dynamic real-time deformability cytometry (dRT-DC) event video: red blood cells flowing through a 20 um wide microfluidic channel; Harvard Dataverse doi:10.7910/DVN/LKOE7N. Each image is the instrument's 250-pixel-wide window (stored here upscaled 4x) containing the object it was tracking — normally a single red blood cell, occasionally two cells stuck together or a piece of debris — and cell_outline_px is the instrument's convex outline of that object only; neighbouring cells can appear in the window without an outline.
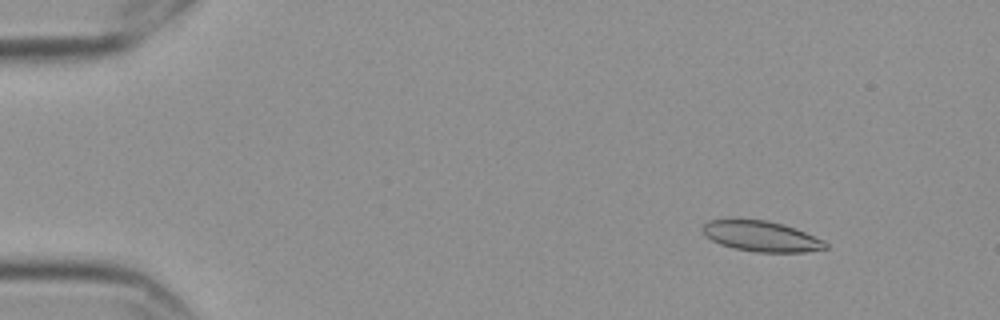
{"species": "Egyptian fruit bat (a non-hibernating species)", "species_latin": "Rousettus aegyptiacus", "temperature_condition": "cold", "stored_images_in_passage": 58, "camera_frame_rate_fps": 3000, "um_per_image_px": 0.085, "frame": {"image": 1, "passage_image": 7, "time_ms": 2.0, "image_size_px": [1000, 320], "cell_outline_px": [[828, 248], [804, 252], [756, 252], [732, 248], [720, 244], [704, 236], [700, 228], [708, 220], [768, 220], [784, 224], [796, 228], [824, 240], [828, 244]], "centroid_in_image_um": [64.71, 20.09], "position_along_channel_um": 20.3, "area_um2": 21.96}}
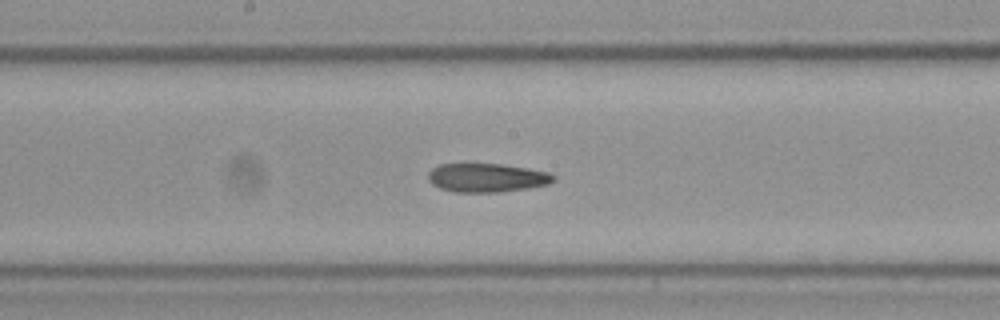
{"frame": {"image": 2, "passage_image": 31, "time_ms": 10.0, "image_size_px": [1000, 320], "cell_outline_px": [[556, 180], [548, 184], [528, 188], [500, 192], [452, 192], [440, 188], [432, 184], [428, 180], [428, 172], [432, 168], [440, 164], [500, 164], [528, 168], [548, 172], [556, 176]], "centroid_in_image_um": [41.38, 15.11], "position_along_channel_um": 206.8, "area_um2": 21.1}}
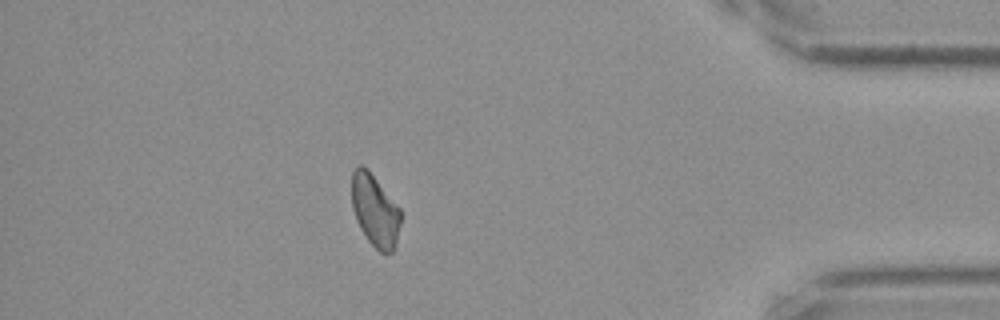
{"frame": {"image": 3, "passage_image": 51, "time_ms": 16.667, "image_size_px": [1000, 320], "cell_outline_px": [[400, 224], [396, 244], [392, 252], [380, 252], [368, 240], [360, 228], [356, 220], [352, 208], [352, 172], [360, 164], [368, 168], [400, 208]], "centroid_in_image_um": [31.87, 17.87], "position_along_channel_um": 403.3, "area_um2": 20.52}}